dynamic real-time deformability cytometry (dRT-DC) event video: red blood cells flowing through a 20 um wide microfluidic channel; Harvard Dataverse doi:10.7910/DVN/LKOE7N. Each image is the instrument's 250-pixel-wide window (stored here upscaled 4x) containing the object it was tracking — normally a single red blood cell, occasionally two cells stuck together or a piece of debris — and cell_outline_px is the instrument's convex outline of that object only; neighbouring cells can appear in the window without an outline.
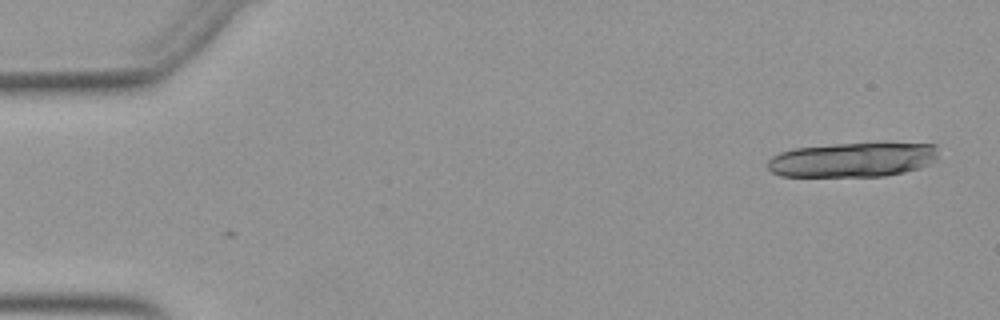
{"species": "Egyptian fruit bat (a non-hibernating species)", "species_latin": "Rousettus aegyptiacus", "temperature_condition": "warm", "stored_images_in_passage": 2, "camera_frame_rate_fps": 3000, "um_per_image_px": 0.085, "animal": {"sex": "female"}, "frame": {"image": 1, "passage_image": 2, "time_ms": 0.333, "image_size_px": [1000, 320], "cell_outline_px": [[940, 160], [920, 168], [904, 172], [884, 176], [780, 176], [772, 172], [768, 168], [768, 160], [772, 156], [780, 152], [796, 148], [836, 144], [936, 144]], "centroid_in_image_um": [72.51, 13.59], "position_along_channel_um": 12.5, "area_um2": 34.28}}